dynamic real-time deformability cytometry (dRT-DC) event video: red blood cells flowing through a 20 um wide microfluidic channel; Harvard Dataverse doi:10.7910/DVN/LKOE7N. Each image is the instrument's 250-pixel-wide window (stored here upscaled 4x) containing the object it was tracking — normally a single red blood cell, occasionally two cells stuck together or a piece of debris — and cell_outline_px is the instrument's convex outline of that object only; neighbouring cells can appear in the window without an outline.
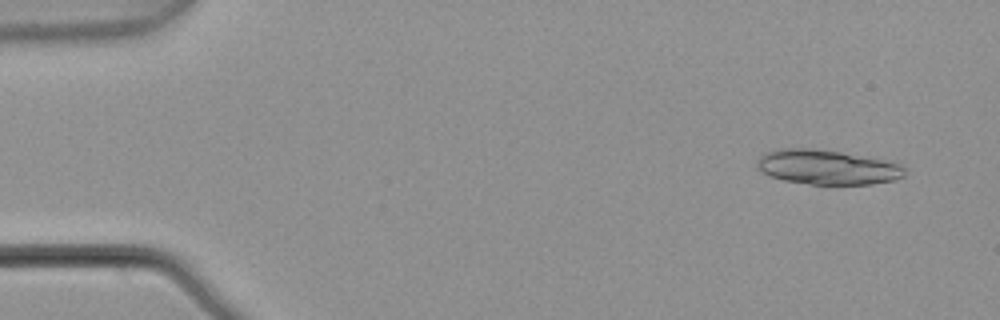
{"species": "common noctule bat (a hibernating species)", "species_latin": "Nyctalus noctula", "temperature_condition": "warm", "stored_images_in_passage": 5, "camera_frame_rate_fps": 3000, "um_per_image_px": 0.085, "animal": {"sex": "male", "body_mass_g": 21.5, "forearm_length_mm": 52.0}, "frame": {"image": 1, "passage_image": 1, "time_ms": 0.0, "image_size_px": [1000, 320], "cell_outline_px": [[908, 172], [904, 176], [896, 180], [872, 184], [812, 184], [784, 180], [772, 176], [764, 172], [756, 164], [756, 160], [764, 152], [780, 148], [816, 148], [840, 152], [884, 160], [900, 164], [908, 168]], "centroid_in_image_um": [70.36, 14.2], "position_along_channel_um": 14.6, "area_um2": 29.88}}
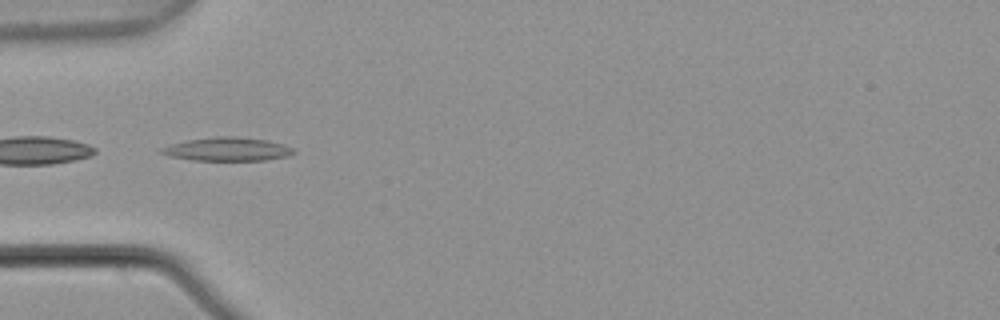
{"frame": {"image": 2, "passage_image": 5, "time_ms": 1.333, "image_size_px": [1000, 320], "cell_outline_px": [[296, 152], [288, 156], [264, 160], [192, 160], [172, 156], [160, 152], [160, 148], [172, 144], [188, 140], [216, 136], [236, 136], [268, 140], [284, 144], [296, 148]], "centroid_in_image_um": [19.4, 12.67], "position_along_channel_um": 65.6, "area_um2": 18.09}}